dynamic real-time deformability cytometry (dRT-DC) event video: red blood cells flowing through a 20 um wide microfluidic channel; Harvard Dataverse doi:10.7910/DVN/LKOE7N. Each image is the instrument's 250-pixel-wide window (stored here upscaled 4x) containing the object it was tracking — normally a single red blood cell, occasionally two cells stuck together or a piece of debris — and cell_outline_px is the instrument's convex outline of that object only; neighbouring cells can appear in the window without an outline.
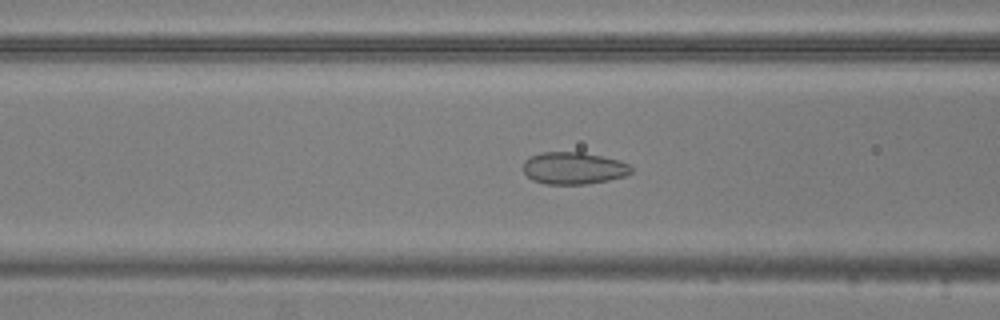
{"species": "common noctule bat (a hibernating species)", "species_latin": "Nyctalus noctula", "temperature_condition": "warm", "stored_images_in_passage": 45, "camera_frame_rate_fps": 3000, "um_per_image_px": 0.085, "animal": {"sex": "male", "body_mass_g": 20.5, "forearm_length_mm": 52.5}, "frame": {"image": 1, "passage_image": 11, "time_ms": 3.333, "image_size_px": [1000, 320], "cell_outline_px": [[632, 172], [624, 176], [608, 180], [584, 184], [544, 184], [532, 180], [524, 172], [524, 160], [528, 156], [540, 152], [584, 152], [620, 160], [628, 164], [632, 168]], "centroid_in_image_um": [48.73, 14.28], "position_along_channel_um": 117.9, "area_um2": 20.35}}
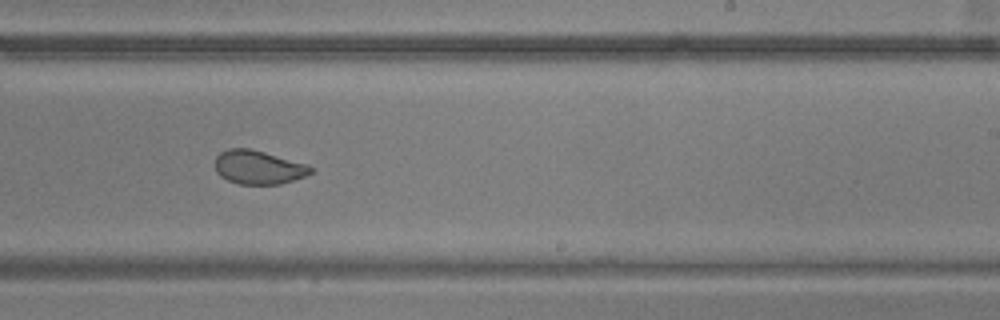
{"frame": {"image": 2, "passage_image": 23, "time_ms": 7.333, "image_size_px": [1000, 320], "cell_outline_px": [[316, 172], [280, 184], [240, 184], [228, 180], [220, 176], [216, 172], [216, 156], [220, 152], [228, 148], [248, 148], [264, 152], [308, 164]], "centroid_in_image_um": [21.97, 14.22], "position_along_channel_um": 267.0, "area_um2": 18.79}}
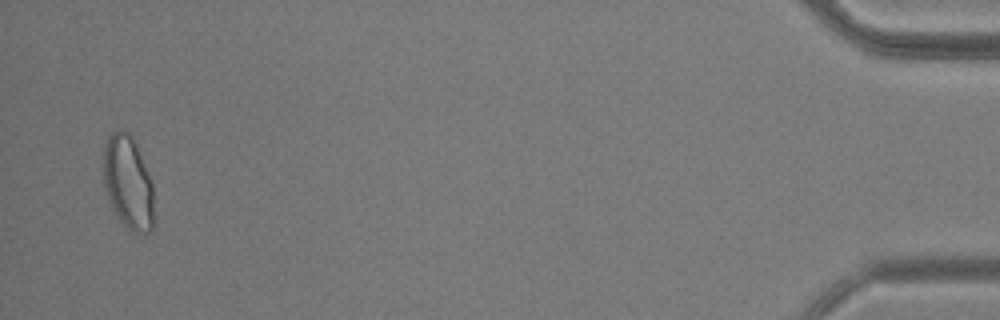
{"frame": {"image": 3, "passage_image": 43, "time_ms": 14.0, "image_size_px": [1000, 320], "cell_outline_px": [[152, 232], [140, 232], [128, 228], [120, 220], [112, 208], [104, 184], [104, 144], [108, 136], [112, 132], [120, 128], [124, 128], [132, 136], [136, 144], [152, 184]], "centroid_in_image_um": [10.86, 15.45], "position_along_channel_um": 424.3, "area_um2": 26.93}}